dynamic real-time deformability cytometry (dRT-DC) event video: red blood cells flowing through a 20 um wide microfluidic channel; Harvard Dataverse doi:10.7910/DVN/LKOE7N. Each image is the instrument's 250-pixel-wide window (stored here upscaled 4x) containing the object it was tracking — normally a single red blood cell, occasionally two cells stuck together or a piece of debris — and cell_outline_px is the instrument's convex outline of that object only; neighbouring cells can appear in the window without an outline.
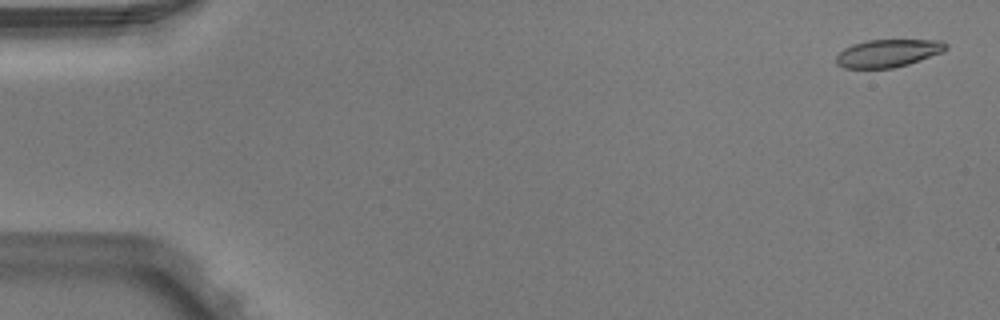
{"species": "Egyptian fruit bat (a non-hibernating species)", "species_latin": "Rousettus aegyptiacus", "temperature_condition": "warm", "stored_images_in_passage": 4, "camera_frame_rate_fps": 3000, "um_per_image_px": 0.085, "animal": {"sex": "male"}, "frame": {"image": 1, "passage_image": 1, "time_ms": 0.0, "image_size_px": [1000, 320], "cell_outline_px": [[948, 48], [944, 52], [908, 64], [892, 68], [844, 68], [836, 64], [836, 56], [844, 48], [852, 44], [868, 40], [940, 40], [948, 44]], "centroid_in_image_um": [75.49, 4.52], "position_along_channel_um": 9.5, "area_um2": 17.8}}